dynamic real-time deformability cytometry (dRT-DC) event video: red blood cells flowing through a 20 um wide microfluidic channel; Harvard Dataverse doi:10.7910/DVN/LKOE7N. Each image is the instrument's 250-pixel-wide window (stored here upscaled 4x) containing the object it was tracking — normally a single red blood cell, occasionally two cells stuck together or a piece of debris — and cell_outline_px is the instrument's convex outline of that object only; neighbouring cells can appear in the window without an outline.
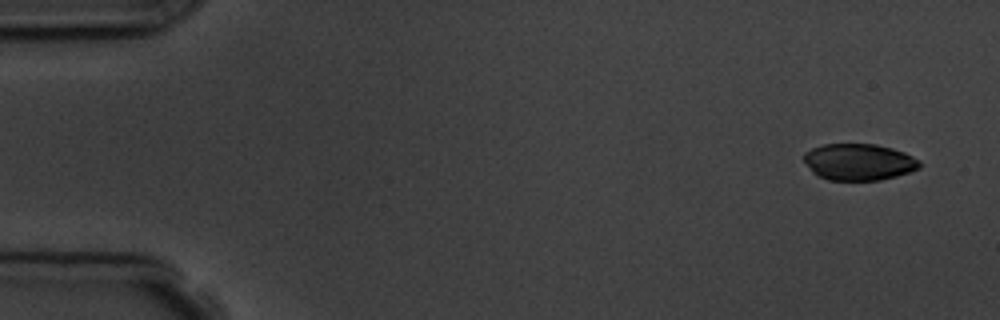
{"species": "common noctule bat (a hibernating species)", "species_latin": "Nyctalus noctula", "temperature_condition": "room temperature", "stored_images_in_passage": 6, "segment_of_instrument_passage": [2, 2], "camera_frame_rate_fps": 3000, "um_per_image_px": 0.085, "animal": {"sex": "male", "body_mass_g": 19.5, "forearm_length_mm": 54.6}, "frame": {"image": 1, "passage_image": 6, "time_ms": 5.667, "image_size_px": [1000, 320], "cell_outline_px": [[920, 168], [896, 176], [880, 180], [828, 180], [812, 172], [804, 160], [804, 152], [812, 148], [824, 144], [876, 144], [892, 148], [904, 152], [920, 160]], "centroid_in_image_um": [73.0, 13.76], "position_along_channel_um": 12.0, "area_um2": 24.62}}